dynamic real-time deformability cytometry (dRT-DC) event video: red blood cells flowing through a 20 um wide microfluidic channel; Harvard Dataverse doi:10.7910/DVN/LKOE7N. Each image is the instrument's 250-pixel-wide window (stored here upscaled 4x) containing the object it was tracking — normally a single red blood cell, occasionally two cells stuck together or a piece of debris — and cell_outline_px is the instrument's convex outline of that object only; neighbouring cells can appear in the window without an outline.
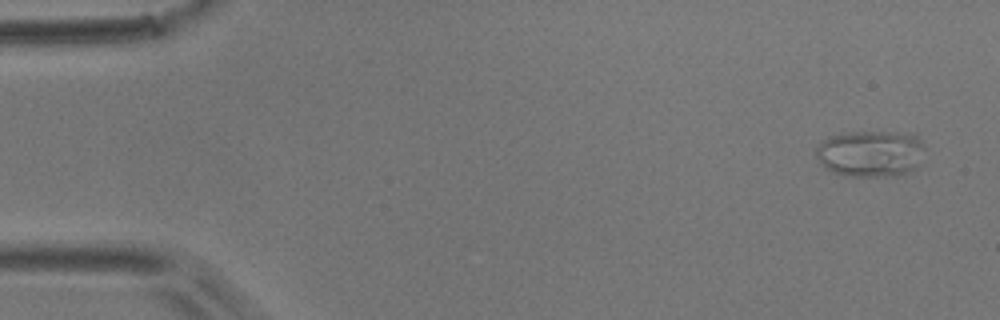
{"species": "common noctule bat (a hibernating species)", "species_latin": "Nyctalus noctula", "temperature_condition": "room temperature", "stored_images_in_passage": 10, "camera_frame_rate_fps": 3000, "um_per_image_px": 0.085, "animal": {"sex": "male", "body_mass_g": 17.9}, "frame": {"image": 1, "passage_image": 1, "time_ms": 0.0, "image_size_px": [1000, 320], "cell_outline_px": [[924, 148], [916, 168], [908, 172], [896, 176], [852, 176], [836, 172], [828, 168], [816, 156], [816, 148], [828, 136], [848, 132], [916, 132]], "centroid_in_image_um": [74.05, 13.02], "position_along_channel_um": 10.9, "area_um2": 29.36}}
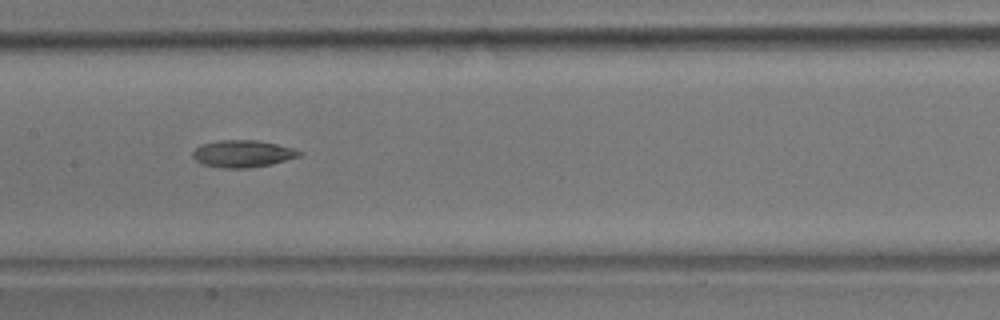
{"frame": {"image": 2, "passage_image": 7, "time_ms": 8.0, "image_size_px": [1000, 320], "cell_outline_px": [[304, 152], [300, 156], [272, 164], [248, 168], [224, 168], [200, 164], [192, 156], [192, 152], [200, 144], [220, 140], [256, 140], [276, 144], [292, 148]], "centroid_in_image_um": [20.61, 13.07], "position_along_channel_um": 186.8, "area_um2": 16.88}}
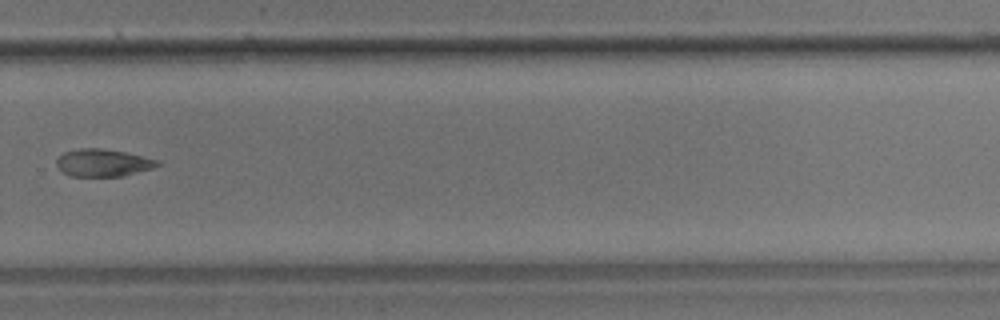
{"frame": {"image": 3, "passage_image": 10, "time_ms": 11.667, "image_size_px": [1000, 320], "cell_outline_px": [[160, 164], [152, 168], [124, 176], [68, 176], [56, 164], [56, 160], [64, 152], [80, 148], [100, 148], [124, 152], [160, 160]], "centroid_in_image_um": [8.76, 13.84], "position_along_channel_um": 321.0, "area_um2": 16.01}}